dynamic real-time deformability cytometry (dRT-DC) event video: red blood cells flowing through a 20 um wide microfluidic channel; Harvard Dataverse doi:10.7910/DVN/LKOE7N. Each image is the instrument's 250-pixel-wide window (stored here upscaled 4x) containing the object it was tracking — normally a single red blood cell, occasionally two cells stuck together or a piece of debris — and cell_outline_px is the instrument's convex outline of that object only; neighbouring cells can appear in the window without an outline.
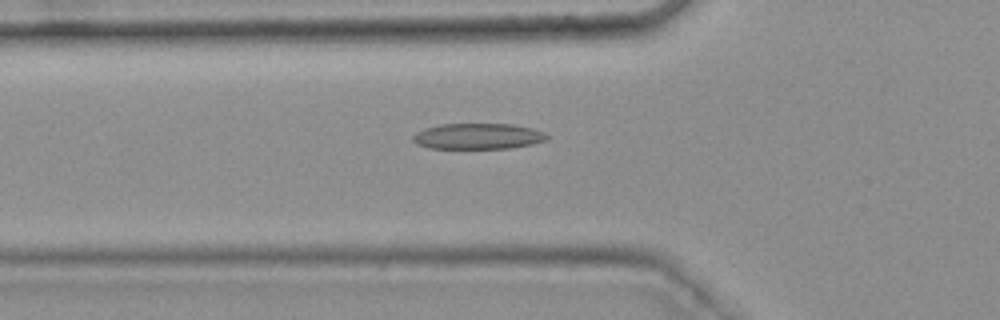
{"species": "common noctule bat (a hibernating species)", "species_latin": "Nyctalus noctula", "temperature_condition": "warm", "stored_images_in_passage": 36, "camera_frame_rate_fps": 3000, "um_per_image_px": 0.085, "animal": {"sex": "female", "body_mass_g": 25.1}, "frame": {"image": 1, "passage_image": 6, "time_ms": 1.667, "image_size_px": [1000, 320], "cell_outline_px": [[548, 136], [544, 140], [532, 144], [508, 148], [428, 148], [416, 144], [412, 140], [412, 136], [416, 132], [424, 128], [440, 124], [512, 124], [532, 128], [544, 132]], "centroid_in_image_um": [40.57, 11.57], "position_along_channel_um": 85.2, "area_um2": 20.11}}
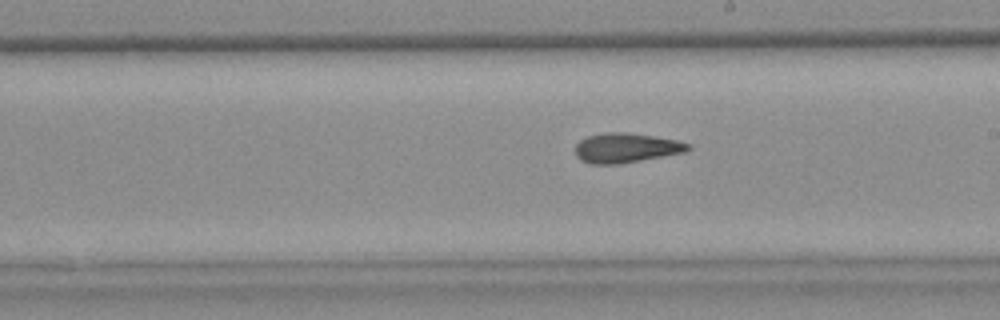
{"frame": {"image": 2, "passage_image": 18, "time_ms": 5.667, "image_size_px": [1000, 320], "cell_outline_px": [[692, 148], [684, 152], [620, 164], [588, 164], [580, 160], [576, 156], [576, 144], [580, 140], [588, 136], [604, 132], [624, 132], [652, 136], [676, 140], [692, 144]], "centroid_in_image_um": [53.2, 12.57], "position_along_channel_um": 235.8, "area_um2": 19.48}}
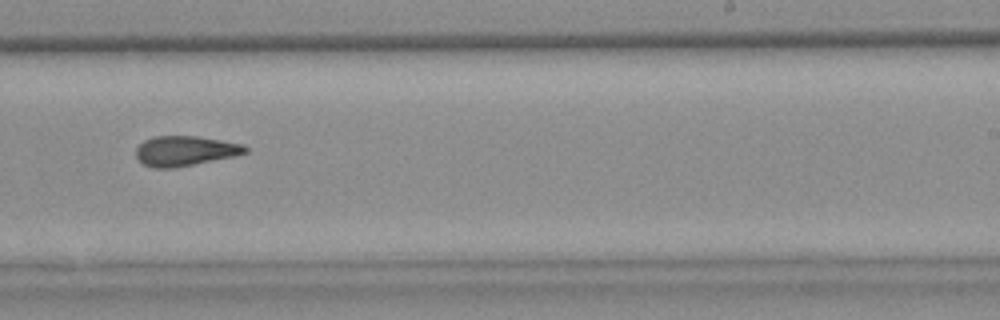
{"frame": {"image": 3, "passage_image": 21, "time_ms": 6.667, "image_size_px": [1000, 320], "cell_outline_px": [[248, 152], [232, 156], [176, 168], [152, 168], [144, 164], [136, 156], [136, 148], [144, 140], [152, 136], [196, 136], [244, 144], [248, 148]], "centroid_in_image_um": [15.71, 12.82], "position_along_channel_um": 273.3, "area_um2": 19.02}, "authors_computed_cell_mechanics": {"area_um2": 19.4497, "velocity_mm_per_s": 3.7594, "shape_relaxation_time_tau1_ms": null, "shape_relaxation_time_tau2_ms": 2.9202, "deformation_change_tau1": null, "deformation_change_tau2": 0.1168}}